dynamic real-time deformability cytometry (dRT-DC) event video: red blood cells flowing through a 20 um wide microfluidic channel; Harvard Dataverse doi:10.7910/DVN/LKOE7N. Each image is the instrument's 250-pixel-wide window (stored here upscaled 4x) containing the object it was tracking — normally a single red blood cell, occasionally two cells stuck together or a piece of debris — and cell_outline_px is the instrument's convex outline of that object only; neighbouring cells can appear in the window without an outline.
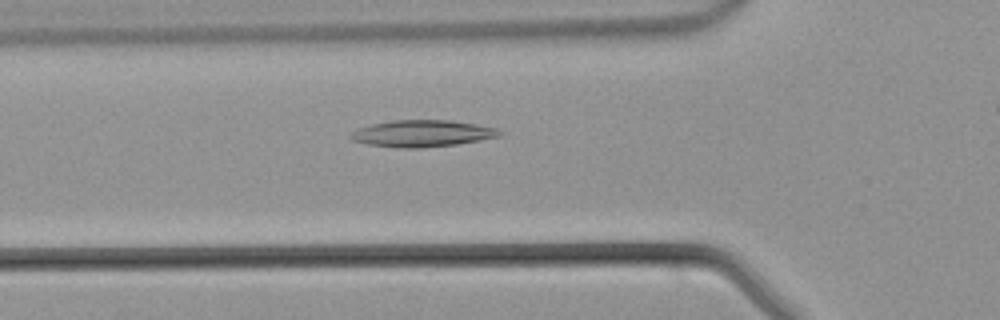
{"species": "common noctule bat (a hibernating species)", "species_latin": "Nyctalus noctula", "temperature_condition": "warm", "stored_images_in_passage": 26, "camera_frame_rate_fps": 3000, "um_per_image_px": 0.085, "animal": {"sex": "male", "body_mass_g": 21.5, "forearm_length_mm": 52.0}, "frame": {"image": 1, "passage_image": 5, "time_ms": 1.333, "image_size_px": [1000, 320], "cell_outline_px": [[504, 132], [500, 136], [480, 140], [456, 144], [420, 148], [396, 148], [368, 144], [352, 140], [348, 136], [352, 132], [360, 128], [372, 124], [392, 120], [448, 120], [476, 124], [496, 128]], "centroid_in_image_um": [35.89, 11.35], "position_along_channel_um": 89.9, "area_um2": 23.12}}
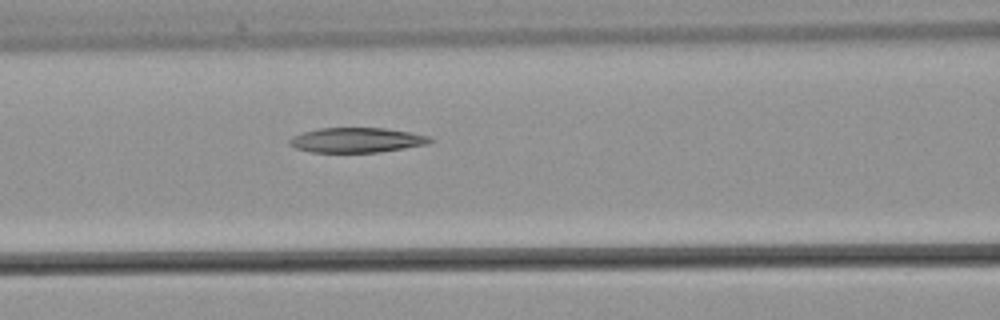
{"frame": {"image": 2, "passage_image": 8, "time_ms": 2.333, "image_size_px": [1000, 320], "cell_outline_px": [[436, 140], [428, 144], [380, 152], [312, 152], [296, 148], [288, 144], [288, 140], [292, 136], [316, 128], [384, 128], [432, 136]], "centroid_in_image_um": [30.34, 11.9], "position_along_channel_um": 136.3, "area_um2": 20.46}}
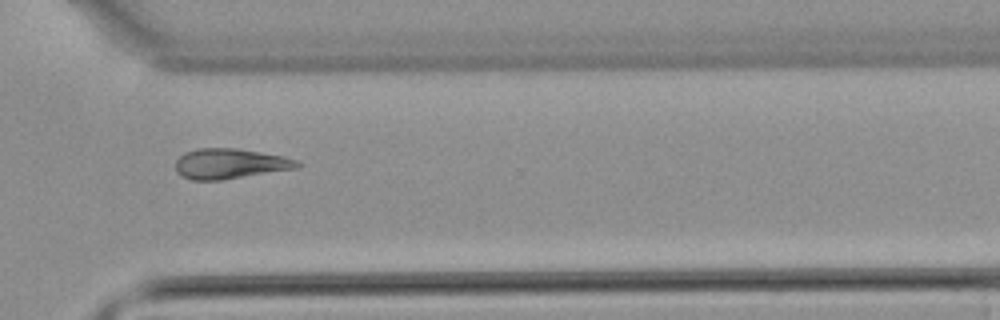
{"frame": {"image": 3, "passage_image": 22, "time_ms": 7.0, "image_size_px": [1000, 320], "cell_outline_px": [[300, 168], [220, 180], [192, 180], [176, 172], [176, 160], [184, 152], [196, 148], [236, 148], [284, 156], [296, 160], [300, 164]], "centroid_in_image_um": [19.55, 13.91], "position_along_channel_um": 351.1, "area_um2": 21.44}}